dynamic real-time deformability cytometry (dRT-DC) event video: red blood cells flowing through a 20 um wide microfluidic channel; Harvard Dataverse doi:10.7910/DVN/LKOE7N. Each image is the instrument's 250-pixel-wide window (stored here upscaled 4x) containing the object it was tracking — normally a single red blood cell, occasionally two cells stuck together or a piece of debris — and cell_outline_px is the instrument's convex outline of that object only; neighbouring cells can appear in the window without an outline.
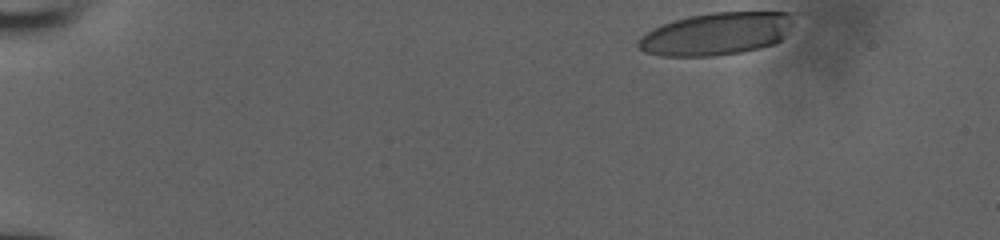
{"species": "human", "species_latin": "Homo sapiens", "temperature_condition": "room temperature", "stored_images_in_passage": 39, "camera_frame_rate_fps": 3000, "um_per_image_px": 0.085, "donor": {"sex": "male"}, "frame": {"image": 1, "passage_image": 1, "time_ms": 0.0, "image_size_px": [1000, 240], "cell_outline_px": [[796, 12], [792, 24], [784, 36], [780, 40], [772, 44], [760, 48], [740, 52], [712, 56], [660, 56], [644, 52], [636, 44], [640, 36], [652, 28], [688, 16], [712, 12]], "centroid_in_image_um": [60.89, 2.87], "position_along_channel_um": 24.1, "area_um2": 38.61}}
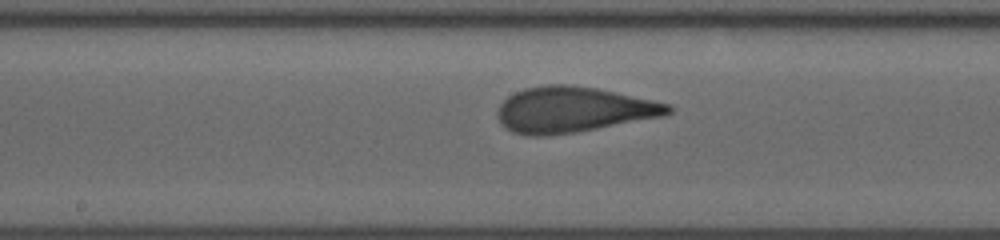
{"frame": {"image": 2, "passage_image": 23, "time_ms": 7.333, "image_size_px": [1000, 240], "cell_outline_px": [[676, 108], [672, 112], [664, 116], [576, 132], [544, 136], [528, 136], [512, 132], [496, 116], [496, 112], [500, 104], [508, 96], [524, 88], [548, 84], [568, 84], [596, 88], [652, 100], [668, 104]], "centroid_in_image_um": [48.72, 9.32], "position_along_channel_um": 199.5, "area_um2": 45.2}}
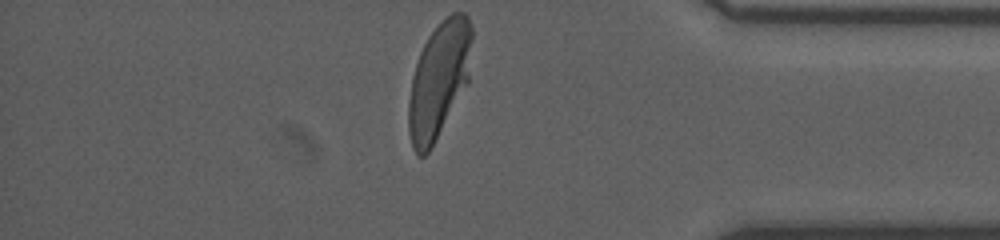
{"frame": {"image": 3, "passage_image": 39, "time_ms": 12.667, "image_size_px": [1000, 240], "cell_outline_px": [[472, 36], [468, 84], [428, 152], [424, 156], [416, 156], [412, 148], [408, 132], [408, 100], [412, 76], [420, 52], [428, 36], [452, 12], [464, 12], [468, 16], [472, 24]], "centroid_in_image_um": [37.3, 6.81], "position_along_channel_um": 397.9, "area_um2": 42.77}}